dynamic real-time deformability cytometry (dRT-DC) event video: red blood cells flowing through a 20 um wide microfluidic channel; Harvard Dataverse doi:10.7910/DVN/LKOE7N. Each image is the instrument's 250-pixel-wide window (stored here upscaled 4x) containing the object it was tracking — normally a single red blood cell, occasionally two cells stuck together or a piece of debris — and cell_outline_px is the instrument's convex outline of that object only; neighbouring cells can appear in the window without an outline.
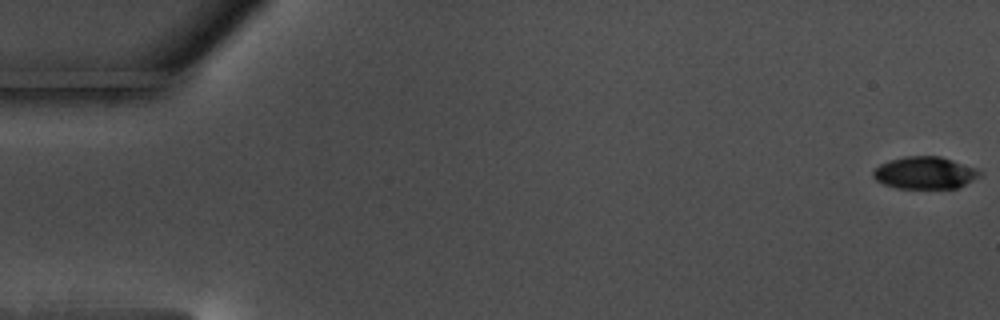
{"species": "common noctule bat (a hibernating species)", "species_latin": "Nyctalus noctula", "temperature_condition": "warm", "stored_images_in_passage": 59, "camera_frame_rate_fps": 3000, "um_per_image_px": 0.085, "animal": {"sex": "male", "body_mass_g": 17.5, "forearm_length_mm": 52.3}, "frame": {"image": 1, "passage_image": 1, "time_ms": 0.0, "image_size_px": [1000, 320], "cell_outline_px": [[984, 172], [980, 176], [956, 188], [896, 188], [884, 184], [876, 180], [872, 176], [872, 172], [880, 164], [904, 156], [940, 156], [976, 168]], "centroid_in_image_um": [78.61, 14.69], "position_along_channel_um": 6.4, "area_um2": 19.88}}
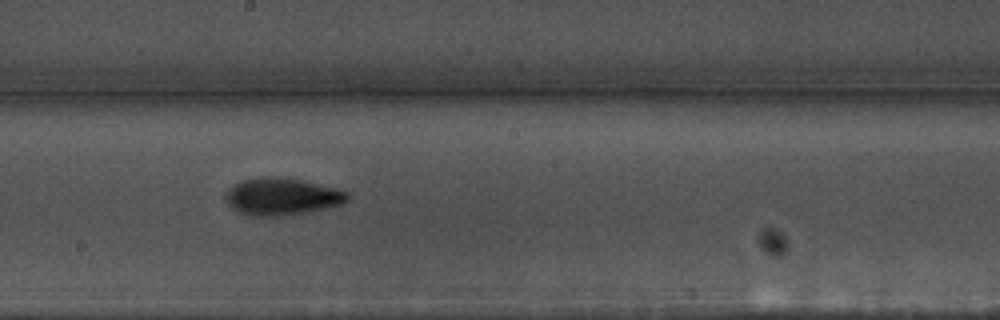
{"frame": {"image": 2, "passage_image": 33, "time_ms": 10.667, "image_size_px": [1000, 320], "cell_outline_px": [[348, 200], [340, 204], [324, 208], [304, 212], [276, 216], [252, 216], [240, 212], [228, 204], [224, 196], [228, 188], [240, 180], [300, 180], [336, 188], [348, 192]], "centroid_in_image_um": [23.95, 16.75], "position_along_channel_um": 224.3, "area_um2": 25.09}}
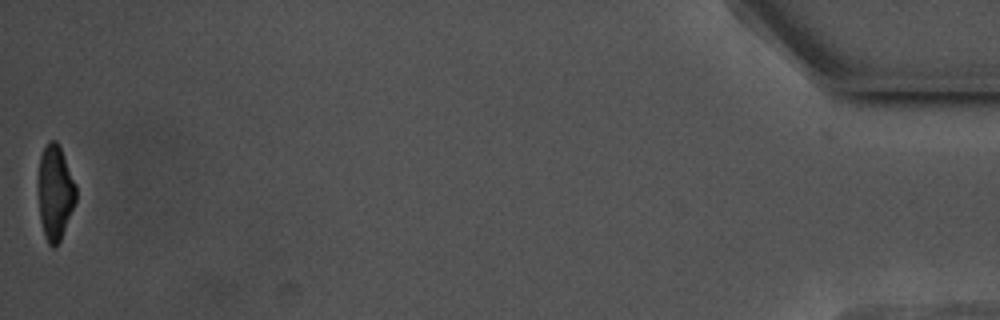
{"frame": {"image": 3, "passage_image": 59, "time_ms": 19.333, "image_size_px": [1000, 320], "cell_outline_px": [[76, 200], [60, 240], [56, 248], [52, 248], [48, 244], [44, 236], [40, 220], [36, 180], [40, 156], [48, 140], [56, 140], [60, 144], [76, 184]], "centroid_in_image_um": [4.65, 16.33], "position_along_channel_um": 430.5, "area_um2": 21.5}, "authors_computed_cell_mechanics": {"area_um2": 22.7732, "velocity_mm_per_s": 3.5284, "shape_relaxation_time_tau1_ms": 3.0528, "shape_relaxation_time_tau2_ms": 3.7623, "deformation_change_tau1": 0.1612, "deformation_change_tau2": 0.1086}}